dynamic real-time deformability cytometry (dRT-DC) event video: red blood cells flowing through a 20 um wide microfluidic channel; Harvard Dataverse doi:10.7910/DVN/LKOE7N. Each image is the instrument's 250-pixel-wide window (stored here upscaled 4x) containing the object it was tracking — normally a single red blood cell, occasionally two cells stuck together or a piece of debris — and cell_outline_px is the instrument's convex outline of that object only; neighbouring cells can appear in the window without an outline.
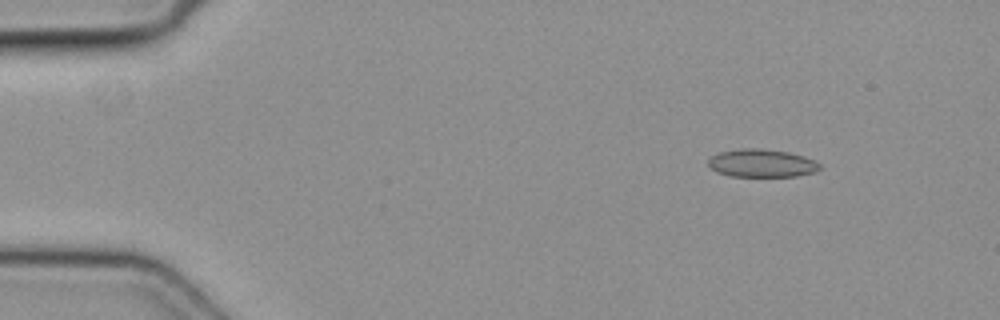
{"species": "common noctule bat (a hibernating species)", "species_latin": "Nyctalus noctula", "temperature_condition": "cold", "stored_images_in_passage": 51, "camera_frame_rate_fps": 3000, "um_per_image_px": 0.085, "animal": {"sex": "female", "body_mass_g": 19.3, "forearm_length_mm": 54.1}, "frame": {"image": 1, "passage_image": 7, "time_ms": 2.0, "image_size_px": [1000, 320], "cell_outline_px": [[820, 168], [816, 172], [796, 176], [732, 176], [716, 172], [708, 164], [708, 160], [712, 156], [720, 152], [744, 148], [756, 148], [788, 152], [804, 156], [816, 160], [820, 164]], "centroid_in_image_um": [64.78, 13.87], "position_along_channel_um": 20.2, "area_um2": 18.09}}
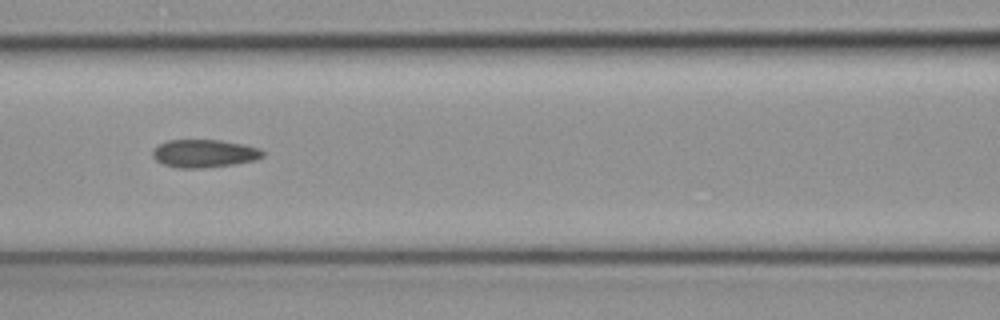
{"frame": {"image": 2, "passage_image": 23, "time_ms": 7.333, "image_size_px": [1000, 320], "cell_outline_px": [[264, 156], [256, 160], [232, 164], [204, 168], [176, 168], [164, 164], [156, 160], [152, 156], [152, 152], [160, 144], [168, 140], [220, 140], [244, 144], [260, 148], [264, 152]], "centroid_in_image_um": [17.38, 13.04], "position_along_channel_um": 149.2, "area_um2": 17.92}}
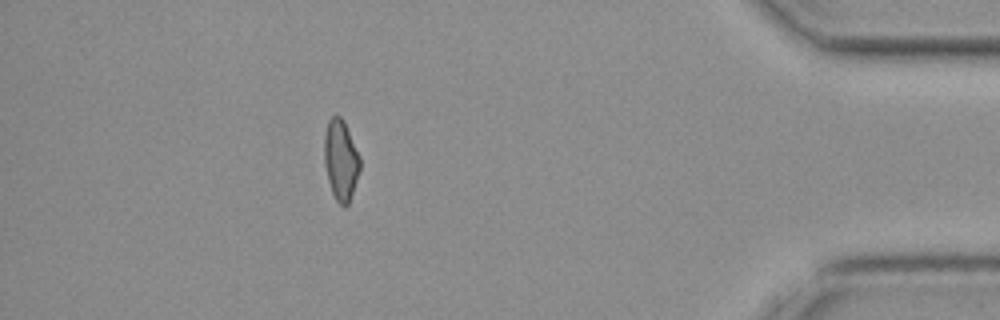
{"frame": {"image": 3, "passage_image": 45, "time_ms": 14.667, "image_size_px": [1000, 320], "cell_outline_px": [[360, 168], [348, 204], [344, 208], [336, 200], [332, 192], [328, 180], [324, 164], [324, 136], [328, 120], [332, 116], [340, 116], [344, 120], [360, 156]], "centroid_in_image_um": [28.95, 13.58], "position_along_channel_um": 406.2, "area_um2": 16.7}}